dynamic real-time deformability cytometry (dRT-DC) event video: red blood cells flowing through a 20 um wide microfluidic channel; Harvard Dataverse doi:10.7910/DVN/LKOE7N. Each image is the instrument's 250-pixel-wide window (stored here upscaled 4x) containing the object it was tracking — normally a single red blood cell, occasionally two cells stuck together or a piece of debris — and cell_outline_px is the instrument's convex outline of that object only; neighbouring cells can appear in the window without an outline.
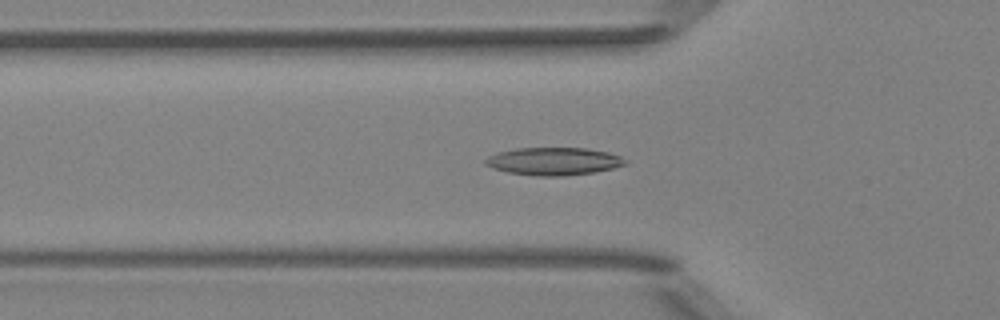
{"species": "Egyptian fruit bat (a non-hibernating species)", "species_latin": "Rousettus aegyptiacus", "temperature_condition": "room temperature", "stored_images_in_passage": 51, "camera_frame_rate_fps": 3000, "um_per_image_px": 0.085, "animal": {"sex": "female"}, "frame": {"image": 1, "passage_image": 17, "time_ms": 5.333, "image_size_px": [1000, 320], "cell_outline_px": [[628, 164], [596, 172], [564, 176], [540, 176], [508, 172], [492, 168], [484, 164], [484, 160], [488, 156], [496, 152], [516, 148], [588, 148], [608, 152], [620, 156], [628, 160]], "centroid_in_image_um": [47.07, 13.7], "position_along_channel_um": 78.7, "area_um2": 22.77}}
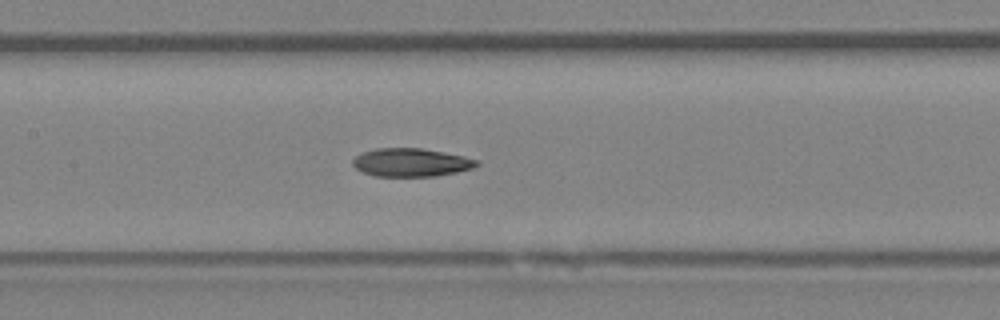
{"frame": {"image": 2, "passage_image": 24, "time_ms": 7.667, "image_size_px": [1000, 320], "cell_outline_px": [[480, 164], [472, 168], [456, 172], [436, 176], [376, 176], [364, 172], [356, 168], [352, 164], [352, 160], [356, 156], [364, 152], [376, 148], [420, 148], [464, 156], [480, 160]], "centroid_in_image_um": [34.96, 13.81], "position_along_channel_um": 172.4, "area_um2": 20.29}}
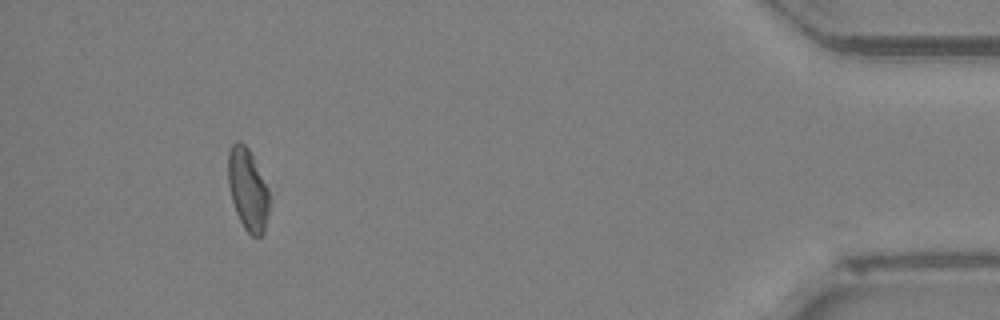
{"frame": {"image": 3, "passage_image": 47, "time_ms": 15.333, "image_size_px": [1000, 320], "cell_outline_px": [[268, 216], [264, 232], [260, 236], [252, 236], [244, 228], [236, 212], [232, 200], [228, 184], [228, 152], [232, 144], [236, 140], [240, 140], [248, 148], [268, 188]], "centroid_in_image_um": [21.05, 16.09], "position_along_channel_um": 414.2, "area_um2": 19.48}}